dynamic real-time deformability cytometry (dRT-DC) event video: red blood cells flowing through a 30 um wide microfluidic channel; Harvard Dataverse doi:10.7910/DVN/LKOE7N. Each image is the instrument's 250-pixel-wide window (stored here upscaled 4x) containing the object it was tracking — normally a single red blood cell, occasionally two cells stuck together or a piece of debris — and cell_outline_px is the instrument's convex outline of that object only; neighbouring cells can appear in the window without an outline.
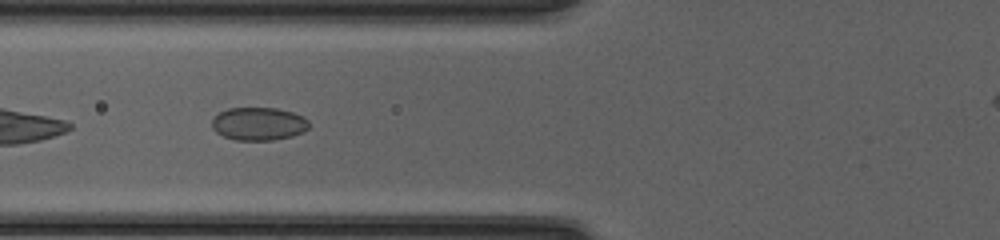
{"species": "common noctule bat (a hibernating species)", "species_latin": "Nyctalus noctula", "temperature_condition": "cold", "stored_images_in_passage": 29, "camera_frame_rate_fps": 3000, "um_per_image_px": 0.085, "animal": {"sex": "female", "body_mass_g": 20.0, "forearm_length_mm": 54.0}, "frame": {"image": 1, "passage_image": 4, "time_ms": 1.0, "image_size_px": [1000, 240], "cell_outline_px": [[308, 128], [304, 132], [292, 136], [272, 140], [236, 140], [224, 136], [216, 132], [212, 128], [212, 120], [220, 112], [228, 108], [276, 108], [292, 112], [304, 116], [308, 120]], "centroid_in_image_um": [22.0, 10.52], "position_along_channel_um": 103.8, "area_um2": 18.67}}
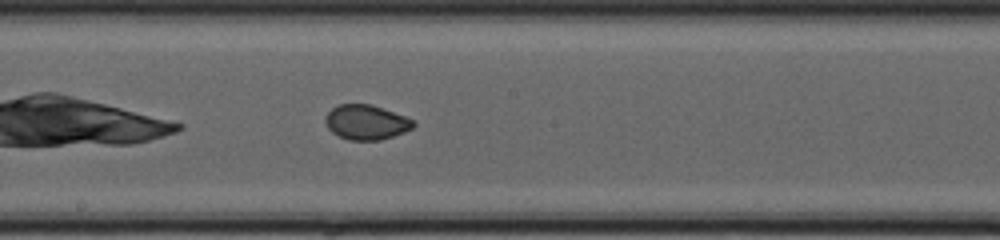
{"frame": {"image": 2, "passage_image": 12, "time_ms": 3.667, "image_size_px": [1000, 240], "cell_outline_px": [[416, 124], [412, 128], [404, 132], [380, 140], [348, 140], [332, 132], [328, 128], [324, 120], [324, 116], [332, 108], [340, 104], [372, 104], [404, 116], [412, 120]], "centroid_in_image_um": [31.1, 10.39], "position_along_channel_um": 217.1, "area_um2": 17.74}}
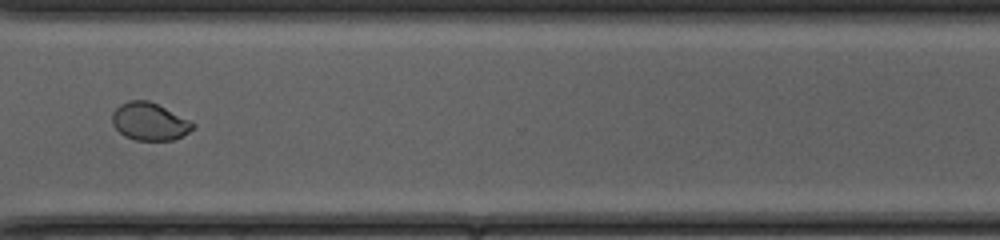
{"frame": {"image": 3, "passage_image": 22, "time_ms": 7.0, "image_size_px": [1000, 240], "cell_outline_px": [[196, 128], [172, 140], [136, 140], [124, 136], [112, 124], [112, 112], [120, 104], [128, 100], [148, 100], [196, 124]], "centroid_in_image_um": [12.67, 10.33], "position_along_channel_um": 357.9, "area_um2": 17.46}, "authors_computed_cell_mechanics": {"area_um2": 18.0914, "velocity_mm_per_s": 4.2253, "shape_relaxation_time_tau1_ms": 6.3344, "shape_relaxation_time_tau2_ms": null, "deformation_change_tau1": 0.1245, "deformation_change_tau2": null}}